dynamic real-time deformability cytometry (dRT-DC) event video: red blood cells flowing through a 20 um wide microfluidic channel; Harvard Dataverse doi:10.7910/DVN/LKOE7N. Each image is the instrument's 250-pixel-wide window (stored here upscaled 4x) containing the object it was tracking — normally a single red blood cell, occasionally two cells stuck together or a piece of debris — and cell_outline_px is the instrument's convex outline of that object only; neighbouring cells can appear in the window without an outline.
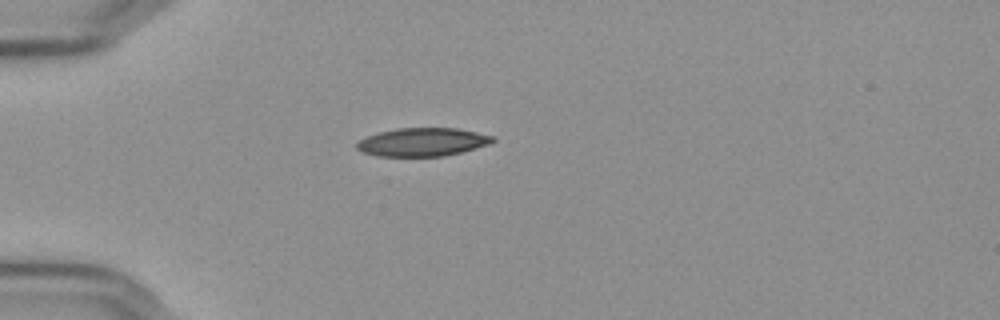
{"species": "Egyptian fruit bat (a non-hibernating species)", "species_latin": "Rousettus aegyptiacus", "temperature_condition": "cold", "stored_images_in_passage": 41, "camera_frame_rate_fps": 3000, "um_per_image_px": 0.085, "frame": {"image": 1, "passage_image": 1, "time_ms": 0.0, "image_size_px": [1000, 320], "cell_outline_px": [[496, 140], [488, 144], [460, 152], [444, 156], [376, 156], [360, 152], [356, 148], [356, 144], [360, 140], [368, 136], [380, 132], [396, 128], [456, 128], [476, 132], [492, 136]], "centroid_in_image_um": [35.87, 12.08], "position_along_channel_um": 49.1, "area_um2": 22.25}}
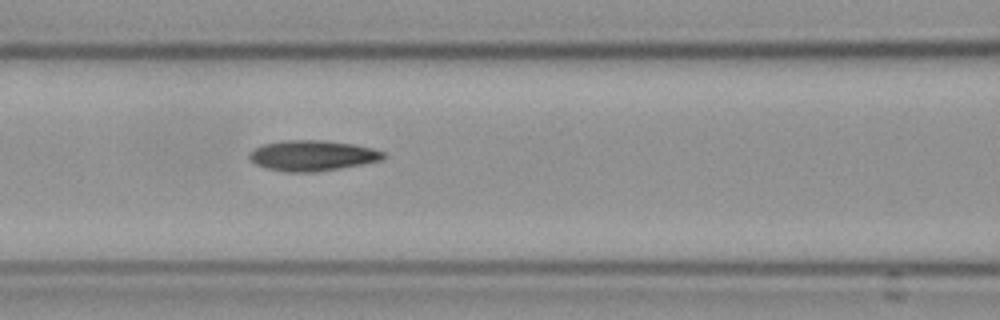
{"frame": {"image": 2, "passage_image": 10, "time_ms": 3.0, "image_size_px": [1000, 320], "cell_outline_px": [[384, 160], [340, 168], [316, 172], [284, 172], [264, 168], [256, 164], [248, 156], [248, 152], [264, 144], [280, 140], [324, 140], [352, 144], [372, 148], [384, 152]], "centroid_in_image_um": [26.53, 13.23], "position_along_channel_um": 140.1, "area_um2": 23.93}}
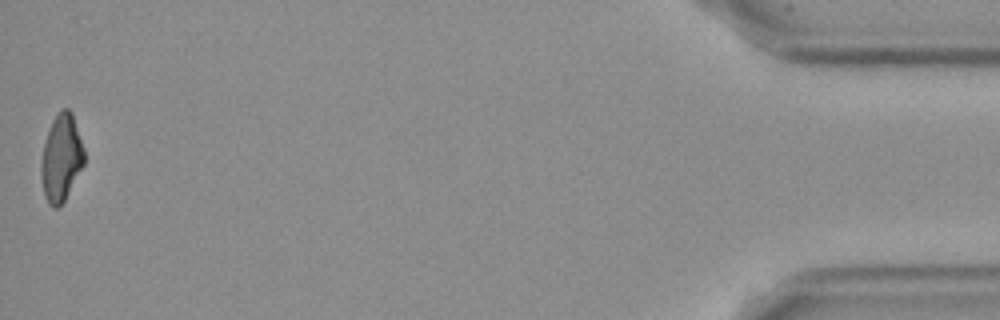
{"frame": {"image": 3, "passage_image": 41, "time_ms": 13.333, "image_size_px": [1000, 320], "cell_outline_px": [[84, 164], [64, 200], [56, 208], [48, 204], [44, 196], [40, 172], [40, 164], [44, 144], [52, 120], [64, 108], [68, 108], [72, 112], [84, 148]], "centroid_in_image_um": [5.2, 13.43], "position_along_channel_um": 430.0, "area_um2": 21.56}, "authors_computed_cell_mechanics": {"area_um2": 23.1778, "velocity_mm_per_s": 3.647, "shape_relaxation_time_tau1_ms": 4.5602, "shape_relaxation_time_tau2_ms": 4.4904, "deformation_change_tau1": 0.1433, "deformation_change_tau2": 0.1173}}